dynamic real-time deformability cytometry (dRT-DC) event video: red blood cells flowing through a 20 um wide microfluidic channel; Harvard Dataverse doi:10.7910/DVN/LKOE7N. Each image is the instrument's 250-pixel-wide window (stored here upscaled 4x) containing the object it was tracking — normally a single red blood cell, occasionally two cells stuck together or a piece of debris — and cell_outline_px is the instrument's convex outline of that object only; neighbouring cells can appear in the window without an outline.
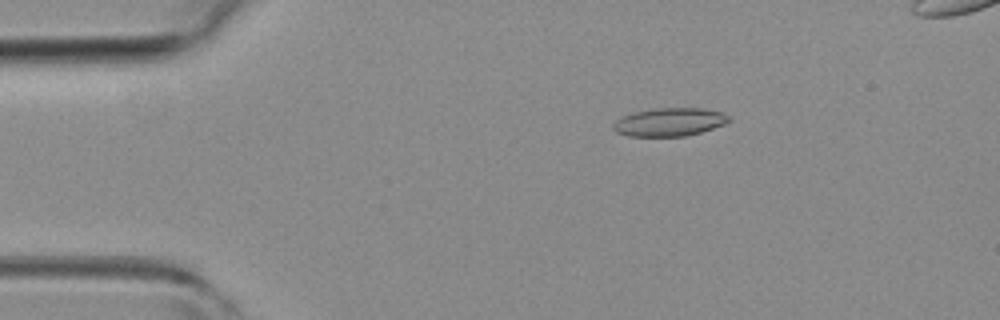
{"species": "common noctule bat (a hibernating species)", "species_latin": "Nyctalus noctula", "temperature_condition": "room temperature", "stored_images_in_passage": 3, "camera_frame_rate_fps": 3000, "um_per_image_px": 0.085, "animal": {"sex": "female", "body_mass_g": 19.3, "forearm_length_mm": 54.1}, "frame": {"image": 1, "passage_image": 2, "time_ms": 1.0, "image_size_px": [1000, 320], "cell_outline_px": [[732, 120], [724, 124], [688, 136], [628, 136], [616, 132], [612, 128], [612, 124], [616, 120], [624, 116], [636, 112], [656, 108], [704, 108], [720, 112], [732, 116]], "centroid_in_image_um": [56.93, 10.37], "position_along_channel_um": 28.1, "area_um2": 19.02}}